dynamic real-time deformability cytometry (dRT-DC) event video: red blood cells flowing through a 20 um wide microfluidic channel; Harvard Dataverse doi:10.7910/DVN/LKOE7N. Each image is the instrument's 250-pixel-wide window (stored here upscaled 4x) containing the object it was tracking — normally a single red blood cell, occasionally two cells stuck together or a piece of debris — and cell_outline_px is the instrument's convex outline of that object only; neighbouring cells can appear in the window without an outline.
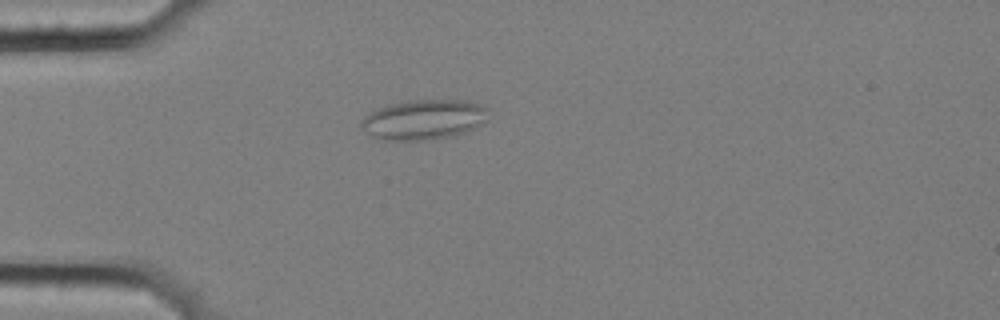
{"species": "common noctule bat (a hibernating species)", "species_latin": "Nyctalus noctula", "temperature_condition": "cold", "stored_images_in_passage": 10, "camera_frame_rate_fps": 3000, "um_per_image_px": 0.085, "animal": {"sex": "female", "body_mass_g": 25.1}, "frame": {"image": 1, "passage_image": 4, "time_ms": 1.0, "image_size_px": [1000, 320], "cell_outline_px": [[488, 120], [476, 128], [456, 136], [424, 140], [384, 140], [372, 136], [360, 128], [360, 124], [364, 116], [380, 108], [392, 104], [408, 100], [464, 100], [480, 104], [488, 108]], "centroid_in_image_um": [36.07, 10.17], "position_along_channel_um": 48.9, "area_um2": 29.82}}
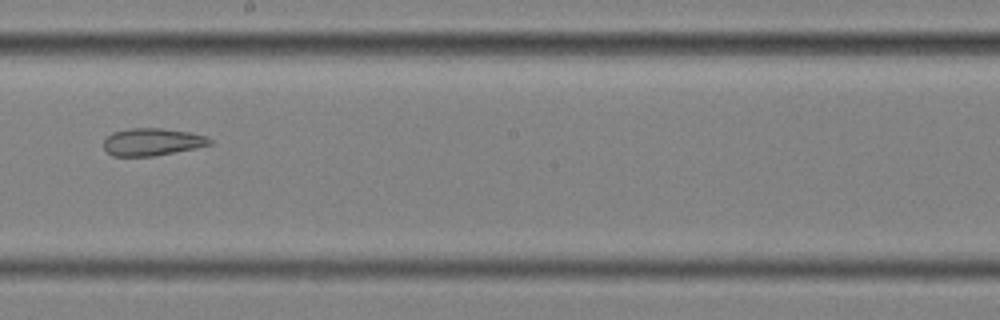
{"frame": {"image": 2, "passage_image": 9, "time_ms": 2.667, "image_size_px": [1000, 320], "cell_outline_px": [[212, 144], [196, 148], [152, 156], [112, 156], [104, 148], [104, 140], [112, 132], [128, 128], [160, 128], [188, 132], [204, 136], [212, 140]], "centroid_in_image_um": [12.91, 12.06], "position_along_channel_um": 235.3, "area_um2": 16.82}}
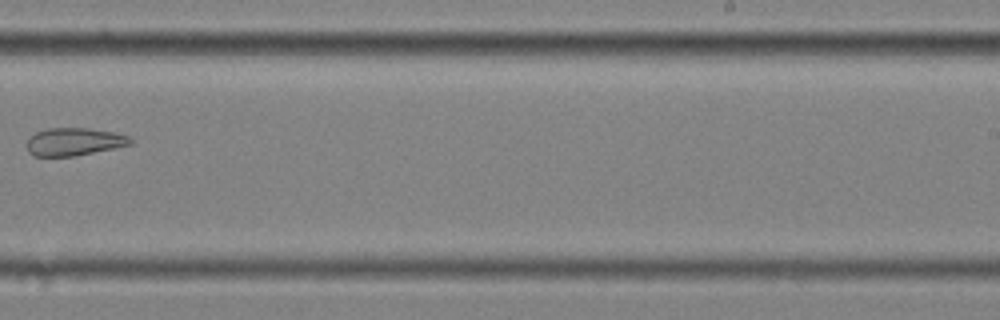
{"frame": {"image": 3, "passage_image": 10, "time_ms": 3.0, "image_size_px": [1000, 320], "cell_outline_px": [[132, 144], [72, 156], [32, 156], [28, 152], [28, 140], [36, 132], [48, 128], [88, 128], [112, 132], [128, 136], [132, 140]], "centroid_in_image_um": [6.27, 12.04], "position_along_channel_um": 282.7, "area_um2": 16.42}}